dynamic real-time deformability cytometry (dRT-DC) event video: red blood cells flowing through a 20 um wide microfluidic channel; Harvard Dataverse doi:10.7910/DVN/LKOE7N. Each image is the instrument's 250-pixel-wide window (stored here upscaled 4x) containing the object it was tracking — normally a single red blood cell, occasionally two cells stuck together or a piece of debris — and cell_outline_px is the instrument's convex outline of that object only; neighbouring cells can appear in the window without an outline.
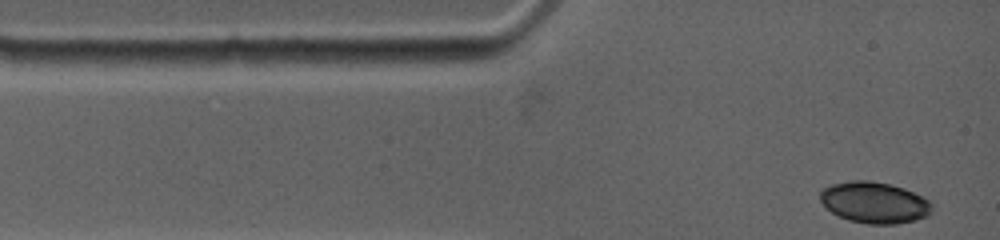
{"species": "common noctule bat (a hibernating species)", "species_latin": "Nyctalus noctula", "temperature_condition": "warm", "stored_images_in_passage": 45, "camera_frame_rate_fps": 4500, "um_per_image_px": 0.085, "animal": {"sex": "female", "body_mass_g": 19.0, "forearm_length_mm": 53.3}, "frame": {"image": 1, "passage_image": 1, "time_ms": 0.0, "image_size_px": [1000, 240], "cell_outline_px": [[932, 212], [928, 216], [916, 220], [896, 224], [868, 224], [848, 220], [832, 212], [820, 200], [820, 192], [824, 188], [832, 184], [852, 180], [868, 180], [888, 184], [904, 188], [928, 200], [932, 204]], "centroid_in_image_um": [74.34, 17.22], "position_along_channel_um": 10.7, "area_um2": 26.76}}
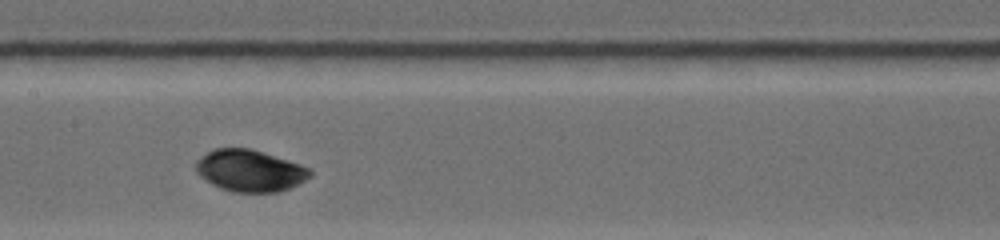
{"frame": {"image": 2, "passage_image": 26, "time_ms": 5.556, "image_size_px": [1000, 240], "cell_outline_px": [[312, 176], [288, 188], [276, 192], [232, 192], [220, 188], [212, 184], [200, 176], [196, 172], [196, 160], [200, 156], [216, 148], [252, 148], [300, 164], [308, 168], [312, 172]], "centroid_in_image_um": [21.21, 14.5], "position_along_channel_um": 186.2, "area_um2": 27.69}}
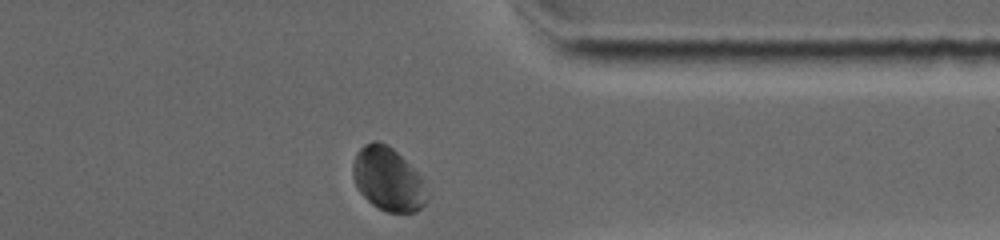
{"frame": {"image": 3, "passage_image": 45, "time_ms": 10.889, "image_size_px": [1000, 240], "cell_outline_px": [[428, 200], [416, 212], [388, 212], [372, 204], [356, 188], [352, 176], [352, 164], [356, 152], [364, 144], [372, 140], [376, 140], [392, 148], [420, 176], [428, 196]], "centroid_in_image_um": [32.94, 15.23], "position_along_channel_um": 378.5, "area_um2": 27.17}, "authors_computed_cell_mechanics": {"area_um2": 27.455, "velocity_mm_per_s": 3.7279, "shape_relaxation_time_tau1_ms": 1.8258, "shape_relaxation_time_tau2_ms": 2.1756, "deformation_change_tau1": 0.0614, "deformation_change_tau2": 0.0207}}